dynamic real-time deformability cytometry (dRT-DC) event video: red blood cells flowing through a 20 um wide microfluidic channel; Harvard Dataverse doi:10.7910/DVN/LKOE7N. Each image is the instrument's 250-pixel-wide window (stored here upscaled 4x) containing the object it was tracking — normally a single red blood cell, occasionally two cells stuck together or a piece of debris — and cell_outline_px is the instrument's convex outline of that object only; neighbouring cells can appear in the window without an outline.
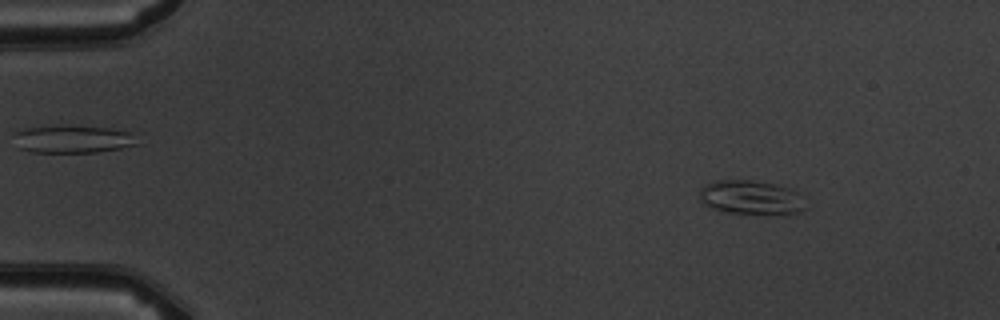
{"species": "common noctule bat (a hibernating species)", "species_latin": "Nyctalus noctula", "temperature_condition": "warm", "stored_images_in_passage": 5, "camera_frame_rate_fps": 3000, "um_per_image_px": 0.085, "animal": {"sex": "male", "body_mass_g": 19.5, "forearm_length_mm": 54.6}, "frame": {"image": 1, "passage_image": 2, "time_ms": 1.0, "image_size_px": [1000, 320], "cell_outline_px": [[804, 208], [800, 212], [784, 216], [768, 216], [724, 212], [712, 208], [704, 204], [700, 200], [700, 192], [704, 184], [712, 180], [752, 180], [792, 188], [796, 192]], "centroid_in_image_um": [63.81, 16.82], "position_along_channel_um": 21.2, "area_um2": 21.56}}